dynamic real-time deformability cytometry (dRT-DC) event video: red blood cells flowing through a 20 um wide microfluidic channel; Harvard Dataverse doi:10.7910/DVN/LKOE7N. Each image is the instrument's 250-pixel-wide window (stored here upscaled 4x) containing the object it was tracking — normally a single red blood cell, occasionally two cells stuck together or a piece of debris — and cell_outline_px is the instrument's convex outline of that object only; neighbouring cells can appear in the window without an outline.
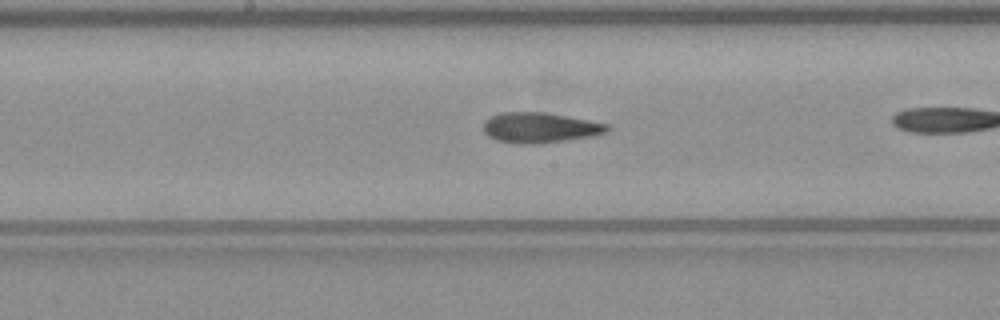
{"species": "common noctule bat (a hibernating species)", "species_latin": "Nyctalus noctula", "temperature_condition": "warm", "stored_images_in_passage": 31, "camera_frame_rate_fps": 3000, "um_per_image_px": 0.085, "animal": {"sex": "male", "body_mass_g": 23.1, "forearm_length_mm": 52.7}, "frame": {"image": 1, "passage_image": 18, "time_ms": 5.667, "image_size_px": [1000, 320], "cell_outline_px": [[612, 128], [608, 132], [592, 136], [568, 140], [536, 144], [516, 144], [496, 140], [488, 136], [484, 132], [484, 120], [500, 112], [544, 112], [588, 120], [608, 124]], "centroid_in_image_um": [45.89, 10.86], "position_along_channel_um": 202.3, "area_um2": 22.02}}
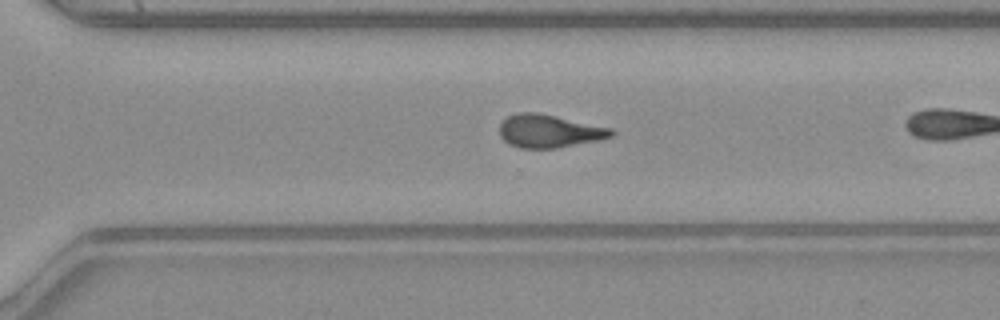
{"frame": {"image": 2, "passage_image": 27, "time_ms": 8.667, "image_size_px": [1000, 320], "cell_outline_px": [[616, 132], [612, 136], [600, 140], [556, 148], [520, 148], [508, 144], [500, 136], [500, 124], [508, 116], [516, 112], [536, 112], [556, 116], [612, 128]], "centroid_in_image_um": [46.68, 11.14], "position_along_channel_um": 323.9, "area_um2": 21.56}}